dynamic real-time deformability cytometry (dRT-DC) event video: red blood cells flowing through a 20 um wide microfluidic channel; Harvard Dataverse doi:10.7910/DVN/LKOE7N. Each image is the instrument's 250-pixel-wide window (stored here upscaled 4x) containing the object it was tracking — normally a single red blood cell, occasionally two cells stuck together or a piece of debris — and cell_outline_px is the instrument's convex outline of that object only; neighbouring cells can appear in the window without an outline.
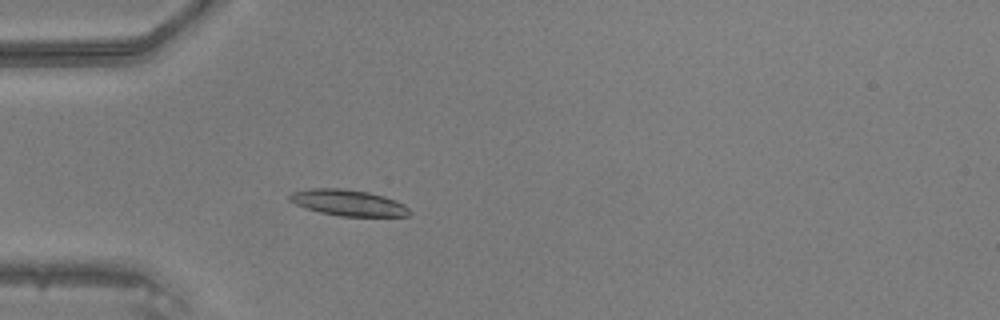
{"species": "common noctule bat (a hibernating species)", "species_latin": "Nyctalus noctula", "temperature_condition": "warm", "stored_images_in_passage": 47, "camera_frame_rate_fps": 3000, "um_per_image_px": 0.085, "animal": {"sex": "male", "body_mass_g": 20.5, "forearm_length_mm": 52.5}, "frame": {"image": 1, "passage_image": 14, "time_ms": 4.333, "image_size_px": [1000, 320], "cell_outline_px": [[412, 212], [408, 216], [340, 216], [320, 212], [304, 208], [288, 200], [288, 196], [292, 192], [308, 188], [340, 188], [368, 192], [384, 196], [396, 200], [404, 204]], "centroid_in_image_um": [29.58, 17.23], "position_along_channel_um": 55.4, "area_um2": 18.32}}
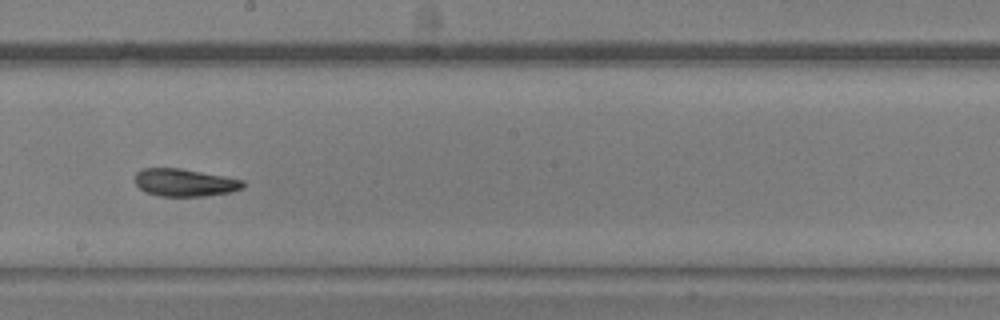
{"frame": {"image": 2, "passage_image": 27, "time_ms": 8.667, "image_size_px": [1000, 320], "cell_outline_px": [[244, 188], [232, 192], [204, 196], [160, 196], [144, 192], [136, 184], [136, 172], [140, 168], [180, 168], [224, 176], [244, 180]], "centroid_in_image_um": [15.7, 15.52], "position_along_channel_um": 232.5, "area_um2": 17.46}}
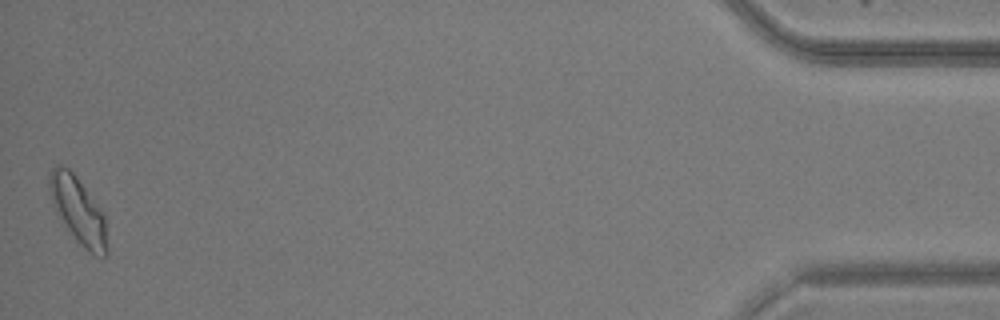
{"frame": {"image": 3, "passage_image": 47, "time_ms": 15.333, "image_size_px": [1000, 320], "cell_outline_px": [[108, 252], [104, 256], [96, 256], [88, 252], [72, 236], [56, 212], [52, 200], [48, 184], [48, 176], [52, 168], [56, 164], [60, 164], [68, 168], [76, 176], [104, 212], [108, 248]], "centroid_in_image_um": [6.66, 17.89], "position_along_channel_um": 428.5, "area_um2": 22.48}}